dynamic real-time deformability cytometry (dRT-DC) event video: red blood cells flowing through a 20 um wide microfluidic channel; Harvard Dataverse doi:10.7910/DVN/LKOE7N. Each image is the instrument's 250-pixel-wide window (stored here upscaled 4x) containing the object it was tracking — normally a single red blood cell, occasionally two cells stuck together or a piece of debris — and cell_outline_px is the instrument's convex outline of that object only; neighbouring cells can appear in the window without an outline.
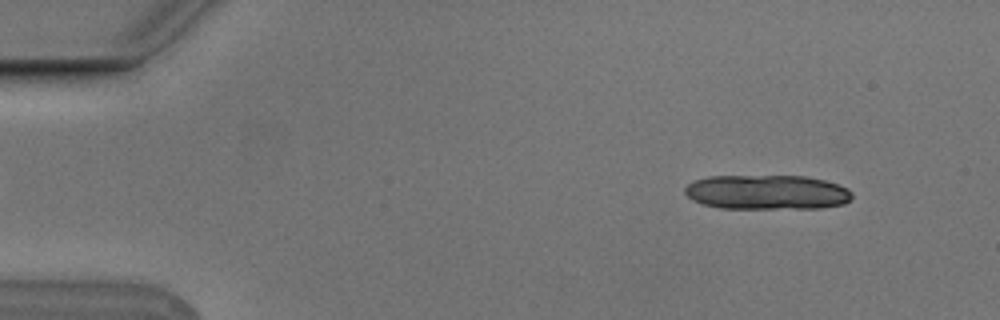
{"species": "Egyptian fruit bat (a non-hibernating species)", "species_latin": "Rousettus aegyptiacus", "temperature_condition": "cold", "stored_images_in_passage": 5, "camera_frame_rate_fps": 3000, "um_per_image_px": 0.085, "animal": {"sex": "male"}, "frame": {"image": 1, "passage_image": 1, "time_ms": 0.0, "image_size_px": [1000, 320], "cell_outline_px": [[852, 200], [844, 204], [820, 208], [720, 208], [704, 204], [692, 200], [684, 192], [684, 188], [688, 184], [696, 180], [708, 176], [804, 176], [824, 180], [848, 188], [852, 192]], "centroid_in_image_um": [65.21, 16.34], "position_along_channel_um": 19.8, "area_um2": 33.81}}